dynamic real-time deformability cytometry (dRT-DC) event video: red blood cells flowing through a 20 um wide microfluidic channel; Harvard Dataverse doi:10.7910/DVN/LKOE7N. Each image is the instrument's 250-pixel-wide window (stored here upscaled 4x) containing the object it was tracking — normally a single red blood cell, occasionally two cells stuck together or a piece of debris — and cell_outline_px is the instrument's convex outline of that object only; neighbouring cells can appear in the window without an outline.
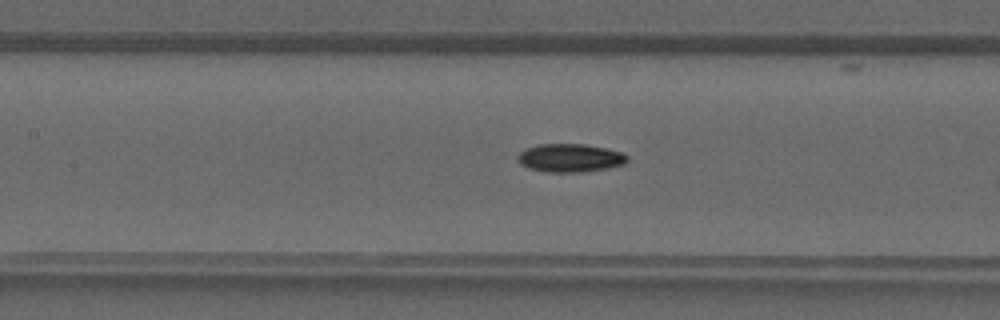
{"species": "common noctule bat (a hibernating species)", "species_latin": "Nyctalus noctula", "temperature_condition": "warm", "stored_images_in_passage": 38, "camera_frame_rate_fps": 3000, "um_per_image_px": 0.085, "animal": {"sex": "male", "forearm_length_mm": 52.5}, "frame": {"image": 1, "passage_image": 16, "time_ms": 5.0, "image_size_px": [1000, 320], "cell_outline_px": [[628, 160], [624, 164], [608, 168], [584, 172], [548, 172], [528, 168], [520, 164], [516, 156], [524, 148], [536, 144], [584, 144], [604, 148], [620, 152], [628, 156]], "centroid_in_image_um": [48.41, 13.42], "position_along_channel_um": 159.0, "area_um2": 18.15}}
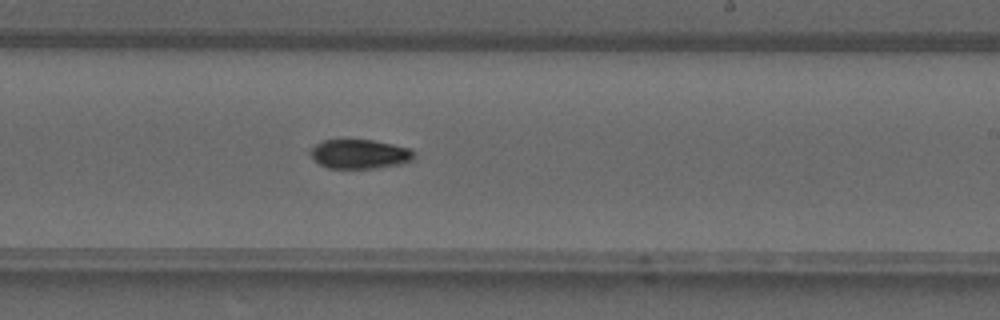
{"frame": {"image": 2, "passage_image": 22, "time_ms": 7.0, "image_size_px": [1000, 320], "cell_outline_px": [[416, 156], [412, 160], [400, 164], [376, 168], [328, 168], [320, 164], [308, 152], [316, 144], [324, 140], [372, 140], [412, 148], [416, 152]], "centroid_in_image_um": [30.62, 13.09], "position_along_channel_um": 258.4, "area_um2": 17.69}}
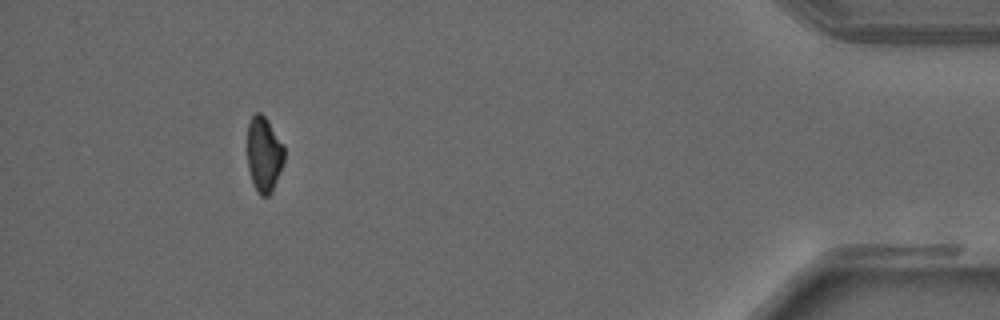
{"frame": {"image": 3, "passage_image": 35, "time_ms": 11.333, "image_size_px": [1000, 320], "cell_outline_px": [[284, 160], [272, 192], [268, 196], [260, 196], [252, 180], [248, 168], [248, 124], [252, 116], [256, 112], [260, 112], [268, 120], [284, 144]], "centroid_in_image_um": [22.45, 13.09], "position_along_channel_um": 412.8, "area_um2": 16.13}}